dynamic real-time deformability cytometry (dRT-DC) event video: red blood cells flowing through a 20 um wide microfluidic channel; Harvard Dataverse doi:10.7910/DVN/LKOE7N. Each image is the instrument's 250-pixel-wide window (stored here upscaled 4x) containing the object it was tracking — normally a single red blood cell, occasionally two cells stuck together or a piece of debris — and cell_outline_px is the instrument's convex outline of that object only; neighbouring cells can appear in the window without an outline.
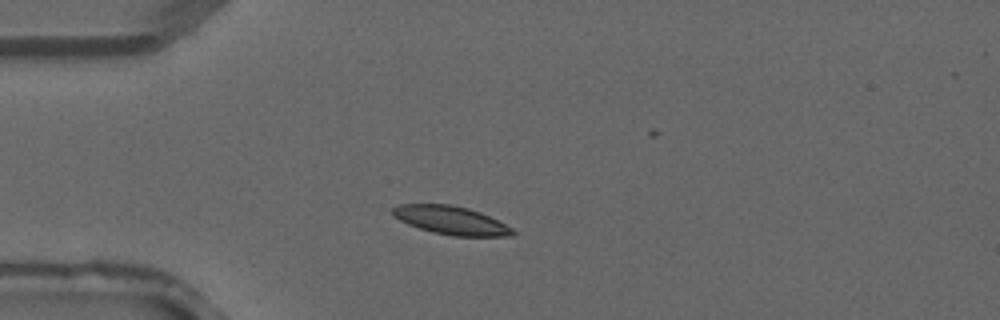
{"species": "common noctule bat (a hibernating species)", "species_latin": "Nyctalus noctula", "temperature_condition": "warm", "stored_images_in_passage": 2, "camera_frame_rate_fps": 3000, "um_per_image_px": 0.085, "animal": {"sex": "male", "forearm_length_mm": 52.5}, "frame": {"image": 1, "passage_image": 2, "time_ms": 0.333, "image_size_px": [1000, 320], "cell_outline_px": [[516, 232], [512, 236], [452, 236], [432, 232], [408, 224], [400, 220], [392, 212], [392, 208], [396, 204], [452, 204], [468, 208], [480, 212], [512, 228]], "centroid_in_image_um": [38.33, 18.72], "position_along_channel_um": 46.7, "area_um2": 19.71}}